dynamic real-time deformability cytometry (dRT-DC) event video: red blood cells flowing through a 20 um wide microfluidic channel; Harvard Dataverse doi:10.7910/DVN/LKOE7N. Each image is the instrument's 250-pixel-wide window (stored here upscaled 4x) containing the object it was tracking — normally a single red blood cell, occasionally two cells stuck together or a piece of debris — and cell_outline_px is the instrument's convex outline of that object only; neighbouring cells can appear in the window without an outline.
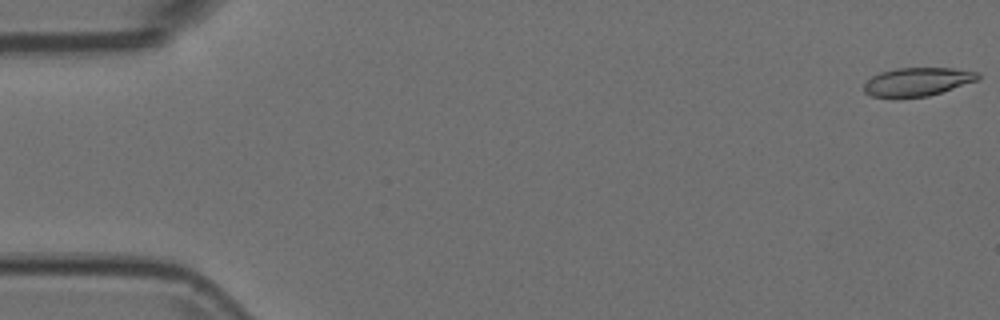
{"species": "Egyptian fruit bat (a non-hibernating species)", "species_latin": "Rousettus aegyptiacus", "temperature_condition": "room temperature", "stored_images_in_passage": 54, "camera_frame_rate_fps": 3000, "um_per_image_px": 0.085, "animal": {"sex": "female"}, "frame": {"image": 1, "passage_image": 1, "time_ms": 0.0, "image_size_px": [1000, 320], "cell_outline_px": [[980, 80], [928, 96], [872, 96], [864, 92], [864, 84], [872, 76], [880, 72], [896, 68], [952, 68], [980, 72]], "centroid_in_image_um": [78.04, 6.92], "position_along_channel_um": 7.0, "area_um2": 18.67}}
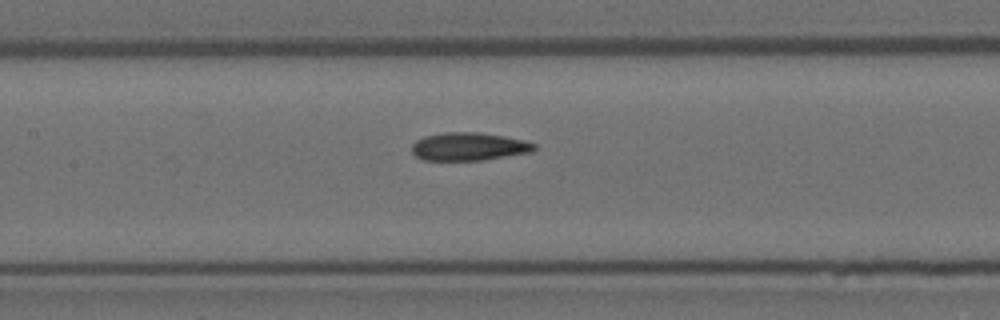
{"frame": {"image": 2, "passage_image": 25, "time_ms": 8.0, "image_size_px": [1000, 320], "cell_outline_px": [[536, 148], [532, 152], [480, 160], [424, 160], [416, 156], [412, 152], [412, 144], [416, 140], [424, 136], [444, 132], [480, 132], [504, 136], [524, 140], [536, 144]], "centroid_in_image_um": [39.84, 12.45], "position_along_channel_um": 167.6, "area_um2": 20.0}}
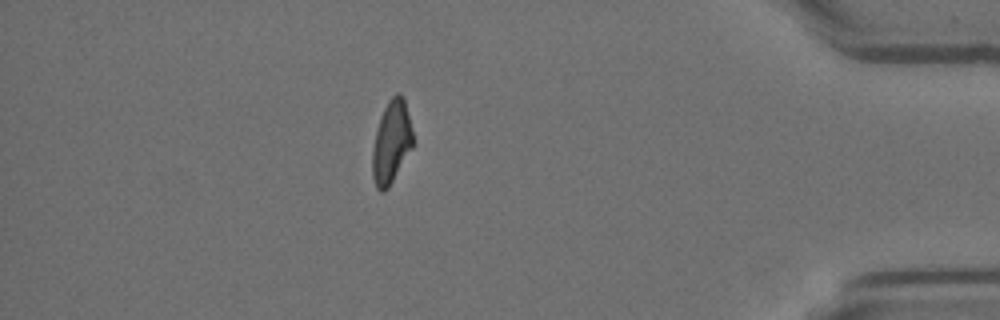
{"frame": {"image": 3, "passage_image": 47, "time_ms": 15.333, "image_size_px": [1000, 320], "cell_outline_px": [[412, 148], [388, 188], [384, 192], [380, 192], [376, 188], [372, 176], [372, 148], [380, 116], [388, 100], [396, 92], [400, 92], [404, 96], [412, 132]], "centroid_in_image_um": [33.25, 12.07], "position_along_channel_um": 402.0, "area_um2": 19.54}}